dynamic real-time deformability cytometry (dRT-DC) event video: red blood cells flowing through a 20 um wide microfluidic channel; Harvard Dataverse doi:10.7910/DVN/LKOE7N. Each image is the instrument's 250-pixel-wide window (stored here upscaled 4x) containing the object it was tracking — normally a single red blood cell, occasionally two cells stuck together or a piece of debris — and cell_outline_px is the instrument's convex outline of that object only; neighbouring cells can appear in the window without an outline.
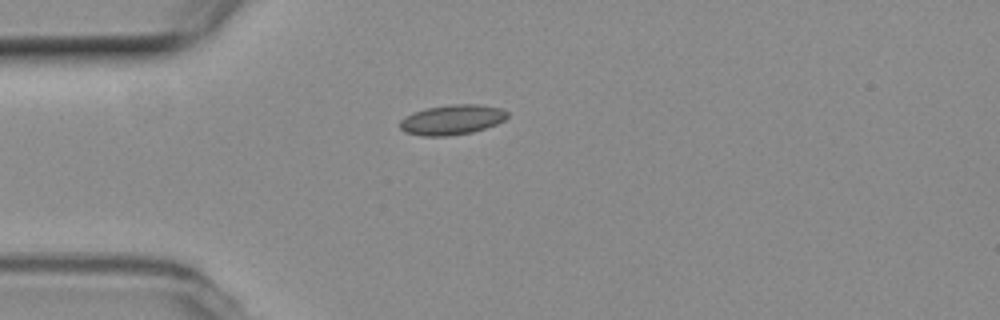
{"species": "common noctule bat (a hibernating species)", "species_latin": "Nyctalus noctula", "temperature_condition": "room temperature", "stored_images_in_passage": 21, "camera_frame_rate_fps": 3000, "um_per_image_px": 0.085, "animal": {"sex": "female", "body_mass_g": 19.3, "forearm_length_mm": 54.1}, "frame": {"image": 1, "passage_image": 1, "time_ms": 0.0, "image_size_px": [1000, 320], "cell_outline_px": [[508, 116], [504, 120], [496, 124], [472, 132], [448, 136], [424, 136], [404, 132], [400, 128], [400, 120], [404, 116], [412, 112], [424, 108], [452, 104], [480, 104], [500, 108], [508, 112]], "centroid_in_image_um": [38.39, 10.17], "position_along_channel_um": 46.6, "area_um2": 18.9}}
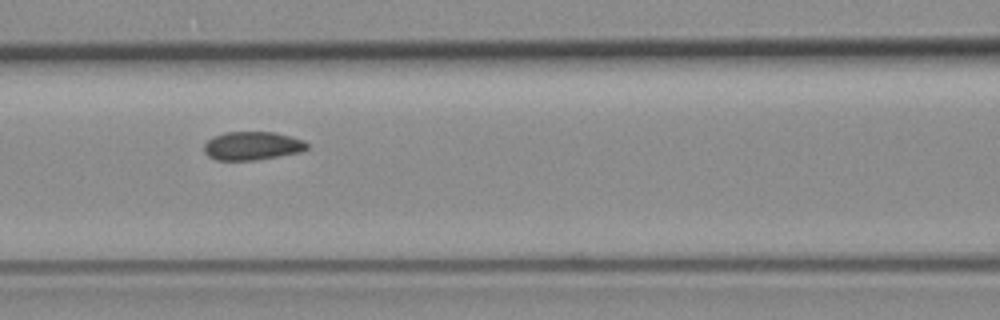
{"frame": {"image": 2, "passage_image": 10, "time_ms": 3.0, "image_size_px": [1000, 320], "cell_outline_px": [[308, 148], [300, 152], [256, 160], [216, 160], [208, 156], [204, 152], [204, 144], [212, 136], [224, 132], [272, 132], [292, 136], [304, 140], [308, 144]], "centroid_in_image_um": [21.43, 12.39], "position_along_channel_um": 145.2, "area_um2": 17.17}}
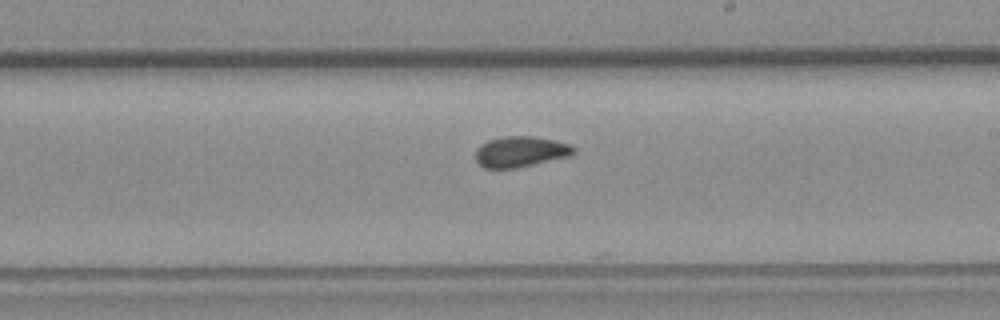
{"frame": {"image": 3, "passage_image": 18, "time_ms": 5.667, "image_size_px": [1000, 320], "cell_outline_px": [[576, 152], [568, 156], [516, 168], [484, 168], [476, 160], [476, 148], [480, 144], [488, 140], [504, 136], [532, 136], [556, 140], [568, 144], [576, 148]], "centroid_in_image_um": [44.23, 12.88], "position_along_channel_um": 244.8, "area_um2": 17.51}}